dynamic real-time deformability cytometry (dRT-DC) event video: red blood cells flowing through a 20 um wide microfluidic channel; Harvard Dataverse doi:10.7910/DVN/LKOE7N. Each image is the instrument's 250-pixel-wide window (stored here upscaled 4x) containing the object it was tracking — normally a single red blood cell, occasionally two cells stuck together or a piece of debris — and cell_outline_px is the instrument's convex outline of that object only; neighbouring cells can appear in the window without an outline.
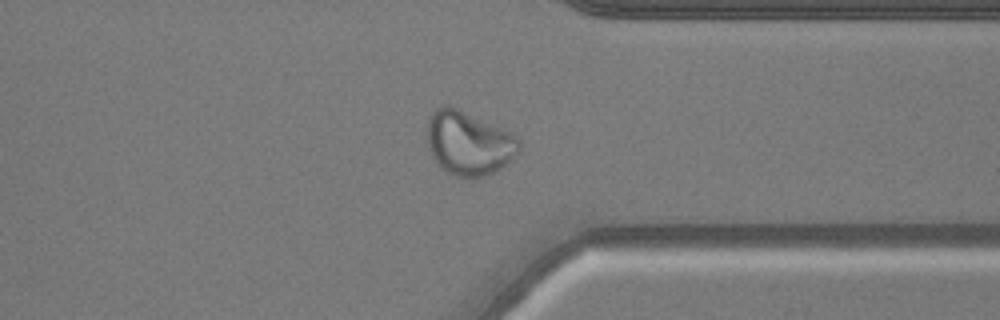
{"species": "common noctule bat (a hibernating species)", "species_latin": "Nyctalus noctula", "temperature_condition": "warm", "stored_images_in_passage": 38, "camera_frame_rate_fps": 3000, "um_per_image_px": 0.085, "animal": {"sex": "male", "body_mass_g": 20.5, "forearm_length_mm": 52.5}, "frame": {"image": 1, "passage_image": 37, "time_ms": 12.0, "image_size_px": [1000, 320], "cell_outline_px": [[520, 152], [500, 168], [484, 176], [472, 180], [456, 176], [440, 168], [436, 164], [428, 148], [428, 116], [436, 108], [444, 104], [448, 104], [500, 128], [508, 132], [520, 140]], "centroid_in_image_um": [39.8, 12.19], "position_along_channel_um": 371.6, "area_um2": 34.22}}